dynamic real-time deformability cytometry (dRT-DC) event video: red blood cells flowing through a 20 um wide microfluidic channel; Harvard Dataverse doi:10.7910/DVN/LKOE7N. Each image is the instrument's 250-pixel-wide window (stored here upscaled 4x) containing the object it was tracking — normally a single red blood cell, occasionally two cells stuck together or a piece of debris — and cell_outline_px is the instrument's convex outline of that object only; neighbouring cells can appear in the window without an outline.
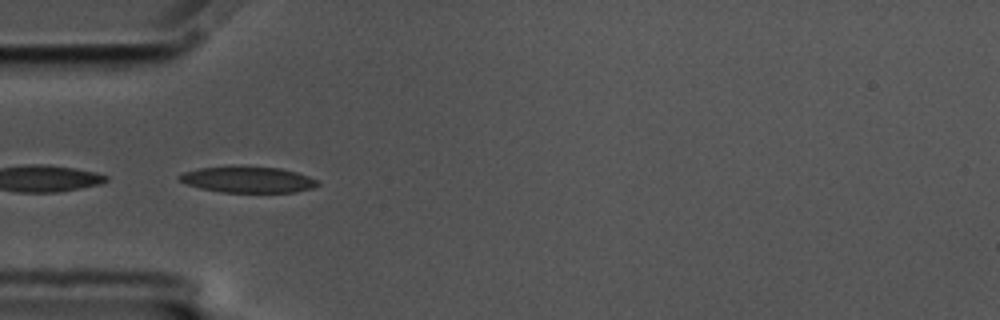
{"species": "common noctule bat (a hibernating species)", "species_latin": "Nyctalus noctula", "temperature_condition": "cold", "stored_images_in_passage": 27, "camera_frame_rate_fps": 3000, "um_per_image_px": 0.085, "animal": {"sex": "male", "body_mass_g": 17.5, "forearm_length_mm": 52.3}, "frame": {"image": 1, "passage_image": 16, "time_ms": 5.0, "image_size_px": [1000, 320], "cell_outline_px": [[320, 184], [312, 188], [296, 192], [220, 192], [200, 188], [188, 184], [180, 180], [176, 176], [184, 172], [200, 168], [280, 168], [296, 172], [308, 176], [316, 180]], "centroid_in_image_um": [21.09, 15.3], "position_along_channel_um": 63.9, "area_um2": 20.29}}